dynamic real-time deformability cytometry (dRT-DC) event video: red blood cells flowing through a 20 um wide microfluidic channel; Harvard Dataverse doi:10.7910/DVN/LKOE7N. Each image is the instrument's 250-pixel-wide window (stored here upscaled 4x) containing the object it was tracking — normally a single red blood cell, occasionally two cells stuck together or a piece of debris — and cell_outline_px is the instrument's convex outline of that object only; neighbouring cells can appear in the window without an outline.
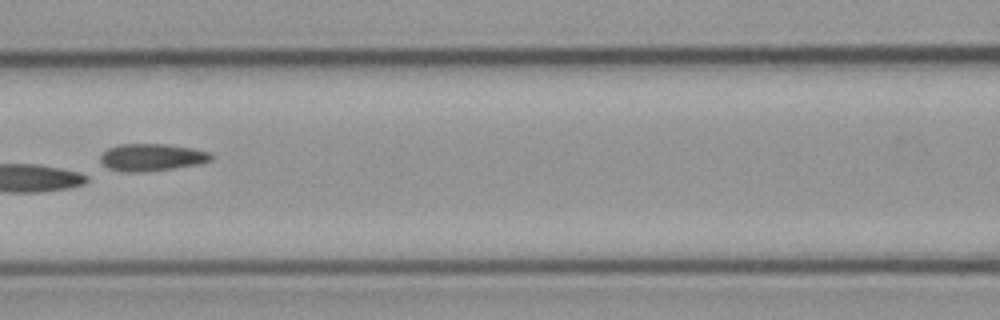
{"species": "common noctule bat (a hibernating species)", "species_latin": "Nyctalus noctula", "temperature_condition": "cold", "stored_images_in_passage": 8, "camera_frame_rate_fps": 3000, "um_per_image_px": 0.085, "animal": {"sex": "male", "body_mass_g": 23.1, "forearm_length_mm": 52.7}, "frame": {"image": 1, "passage_image": 6, "time_ms": 7.0, "image_size_px": [1000, 320], "cell_outline_px": [[212, 160], [196, 164], [172, 168], [140, 172], [124, 172], [108, 168], [100, 160], [100, 156], [108, 148], [120, 144], [164, 144], [192, 148], [208, 152], [212, 156]], "centroid_in_image_um": [12.86, 13.37], "position_along_channel_um": 153.7, "area_um2": 17.28}}